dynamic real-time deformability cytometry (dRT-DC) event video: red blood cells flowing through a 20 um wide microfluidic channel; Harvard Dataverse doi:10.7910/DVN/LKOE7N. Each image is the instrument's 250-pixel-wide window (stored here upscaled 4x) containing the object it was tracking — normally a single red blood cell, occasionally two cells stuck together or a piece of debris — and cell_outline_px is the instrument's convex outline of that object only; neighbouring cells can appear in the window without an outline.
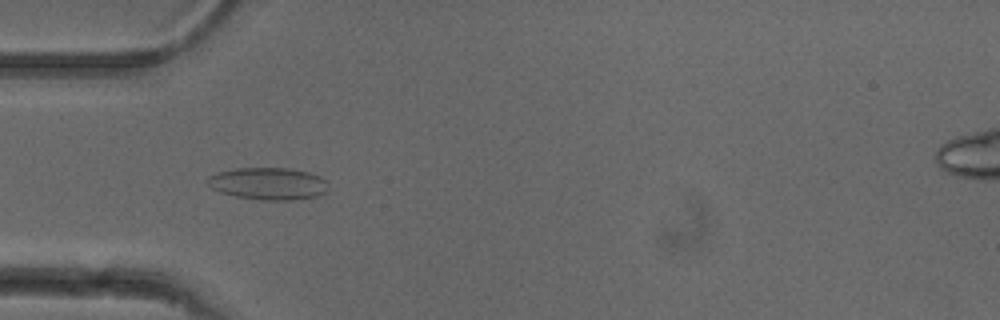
{"species": "common noctule bat (a hibernating species)", "species_latin": "Nyctalus noctula", "temperature_condition": "cold", "stored_images_in_passage": 43, "camera_frame_rate_fps": 3000, "um_per_image_px": 0.085, "animal": {"sex": "female"}, "frame": {"image": 1, "passage_image": 11, "time_ms": 3.333, "image_size_px": [1000, 320], "cell_outline_px": [[328, 192], [316, 196], [296, 200], [260, 200], [236, 196], [220, 192], [212, 188], [204, 180], [208, 176], [220, 172], [236, 168], [288, 168], [308, 172], [320, 176], [328, 184]], "centroid_in_image_um": [22.81, 15.61], "position_along_channel_um": 62.2, "area_um2": 22.77}}
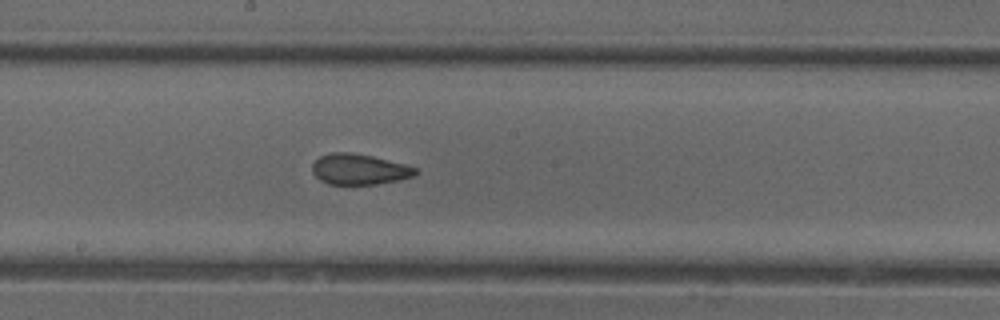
{"frame": {"image": 2, "passage_image": 23, "time_ms": 7.333, "image_size_px": [1000, 320], "cell_outline_px": [[420, 172], [412, 176], [400, 180], [376, 184], [328, 184], [320, 180], [312, 172], [312, 164], [320, 156], [332, 152], [352, 152], [372, 156], [404, 164], [416, 168]], "centroid_in_image_um": [30.53, 14.39], "position_along_channel_um": 217.7, "area_um2": 18.44}}
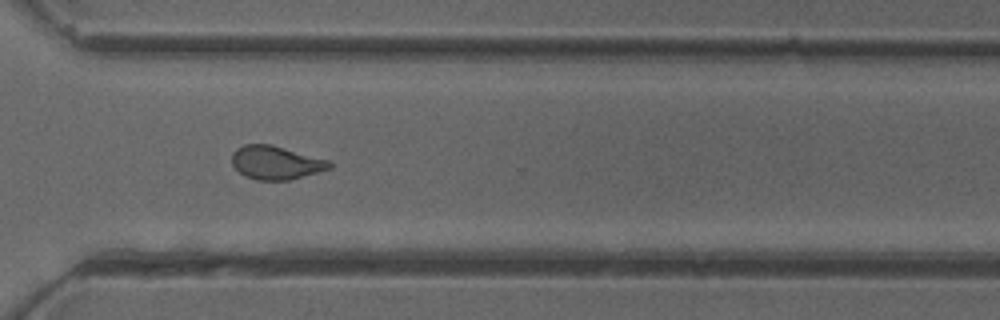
{"frame": {"image": 3, "passage_image": 33, "time_ms": 10.667, "image_size_px": [1000, 320], "cell_outline_px": [[332, 168], [288, 180], [256, 180], [244, 176], [232, 164], [232, 152], [236, 148], [244, 144], [272, 144], [332, 160]], "centroid_in_image_um": [23.47, 13.81], "position_along_channel_um": 347.1, "area_um2": 19.31}, "authors_computed_cell_mechanics": {"area_um2": 19.4208, "velocity_mm_per_s": 3.9076, "shape_relaxation_time_tau1_ms": null, "shape_relaxation_time_tau2_ms": 1.4724, "deformation_change_tau1": null, "deformation_change_tau2": 0.0801}}